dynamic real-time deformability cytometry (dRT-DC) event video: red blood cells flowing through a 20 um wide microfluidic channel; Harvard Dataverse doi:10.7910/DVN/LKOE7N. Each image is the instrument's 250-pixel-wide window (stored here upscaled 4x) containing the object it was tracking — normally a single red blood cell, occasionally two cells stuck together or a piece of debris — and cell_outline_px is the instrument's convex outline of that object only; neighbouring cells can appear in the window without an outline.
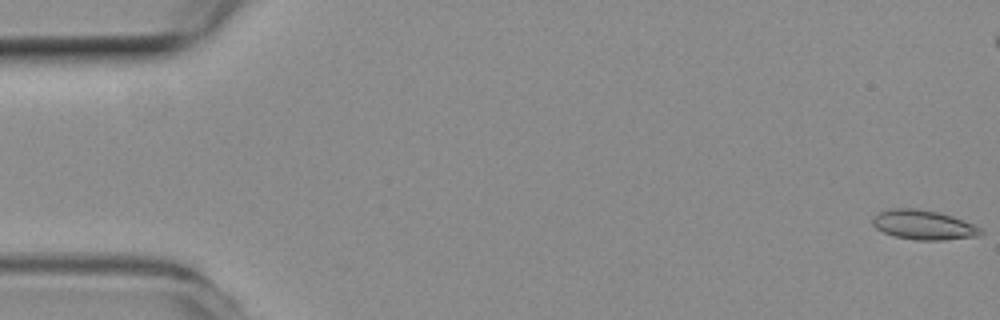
{"species": "common noctule bat (a hibernating species)", "species_latin": "Nyctalus noctula", "temperature_condition": "room temperature", "stored_images_in_passage": 56, "camera_frame_rate_fps": 3000, "um_per_image_px": 0.085, "animal": {"sex": "female", "body_mass_g": 19.3, "forearm_length_mm": 54.1}, "frame": {"image": 1, "passage_image": 1, "time_ms": 0.0, "image_size_px": [1000, 320], "cell_outline_px": [[984, 232], [980, 236], [944, 240], [916, 240], [896, 236], [884, 232], [876, 228], [872, 224], [872, 220], [880, 212], [892, 208], [916, 208], [940, 212], [952, 216], [972, 224], [980, 228]], "centroid_in_image_um": [78.52, 19.12], "position_along_channel_um": 6.5, "area_um2": 18.5}}
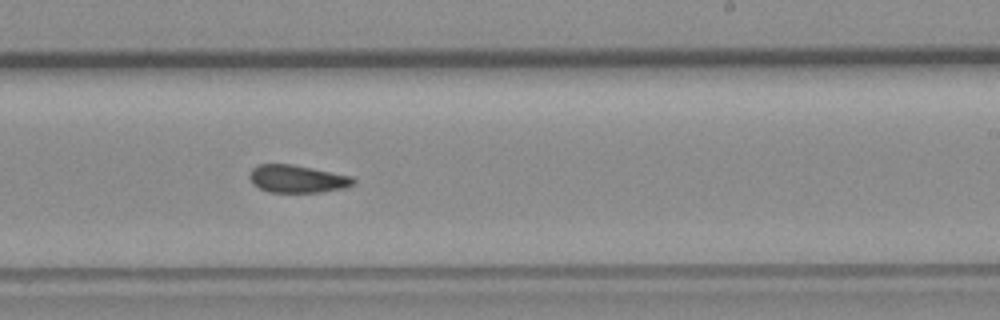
{"frame": {"image": 2, "passage_image": 33, "time_ms": 10.667, "image_size_px": [1000, 320], "cell_outline_px": [[356, 184], [344, 188], [320, 192], [268, 192], [252, 184], [248, 176], [252, 168], [260, 164], [292, 164], [352, 176], [356, 180]], "centroid_in_image_um": [25.27, 15.2], "position_along_channel_um": 263.7, "area_um2": 16.82}}
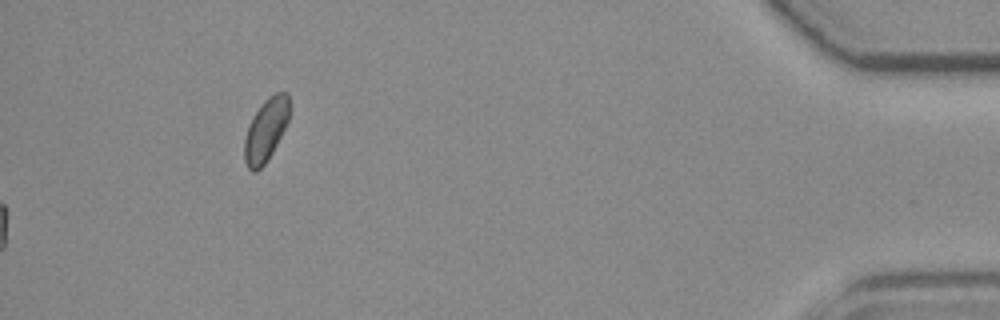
{"frame": {"image": 3, "passage_image": 56, "time_ms": 18.333, "image_size_px": [1000, 320], "cell_outline_px": [[288, 120], [272, 152], [264, 164], [256, 172], [252, 172], [248, 168], [244, 160], [244, 140], [248, 124], [252, 116], [264, 100], [268, 96], [276, 92], [288, 92]], "centroid_in_image_um": [22.56, 11.04], "position_along_channel_um": 412.6, "area_um2": 16.3}, "authors_computed_cell_mechanics": {"area_um2": 17.1666, "velocity_mm_per_s": 3.7865, "shape_relaxation_time_tau1_ms": null, "shape_relaxation_time_tau2_ms": 5.5184, "deformation_change_tau1": null, "deformation_change_tau2": 0.122}}